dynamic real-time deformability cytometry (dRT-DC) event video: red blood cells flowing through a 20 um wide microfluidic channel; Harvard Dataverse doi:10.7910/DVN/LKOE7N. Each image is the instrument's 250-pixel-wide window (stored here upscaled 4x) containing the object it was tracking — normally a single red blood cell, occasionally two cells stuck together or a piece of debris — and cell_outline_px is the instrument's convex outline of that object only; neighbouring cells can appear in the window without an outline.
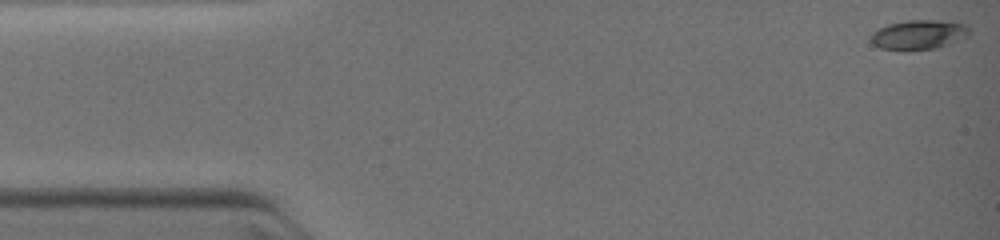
{"species": "common noctule bat (a hibernating species)", "species_latin": "Nyctalus noctula", "temperature_condition": "warm", "stored_images_in_passage": 24, "camera_frame_rate_fps": 3000, "um_per_image_px": 0.085, "animal": {"sex": "female", "body_mass_g": 19.0, "forearm_length_mm": 51.5}, "frame": {"image": 1, "passage_image": 1, "time_ms": 0.0, "image_size_px": [1000, 240], "cell_outline_px": [[968, 36], [948, 44], [936, 48], [880, 48], [872, 44], [872, 32], [888, 24], [908, 20], [940, 20], [968, 24]], "centroid_in_image_um": [78.12, 2.91], "position_along_channel_um": 6.9, "area_um2": 16.36}}
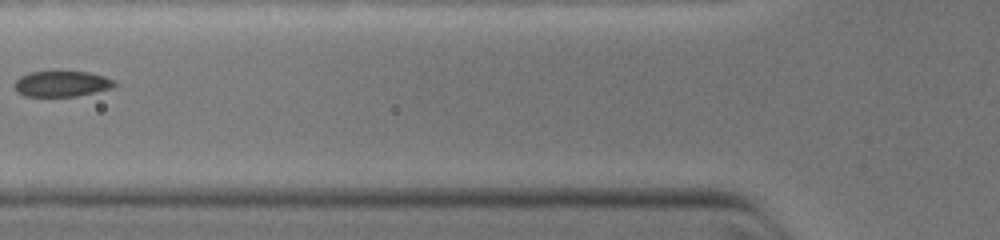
{"frame": {"image": 2, "passage_image": 14, "time_ms": 4.667, "image_size_px": [1000, 240], "cell_outline_px": [[120, 84], [112, 88], [76, 96], [24, 96], [16, 92], [12, 84], [20, 76], [28, 72], [88, 72], [104, 76], [116, 80]], "centroid_in_image_um": [5.25, 7.12], "position_along_channel_um": 120.6, "area_um2": 15.14}}
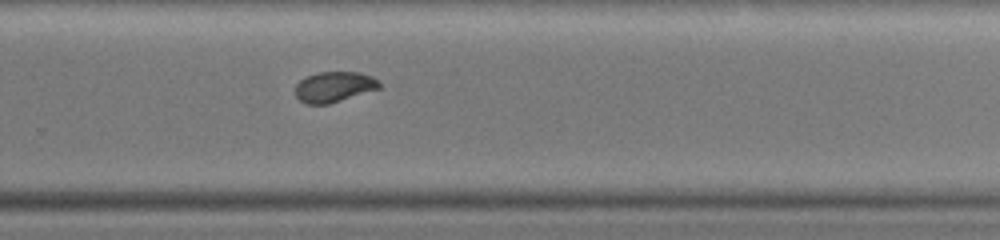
{"frame": {"image": 3, "passage_image": 24, "time_ms": 8.333, "image_size_px": [1000, 240], "cell_outline_px": [[380, 88], [328, 104], [304, 104], [296, 96], [296, 84], [304, 76], [316, 72], [360, 72], [372, 76], [380, 80]], "centroid_in_image_um": [28.39, 7.37], "position_along_channel_um": 301.4, "area_um2": 15.03}}